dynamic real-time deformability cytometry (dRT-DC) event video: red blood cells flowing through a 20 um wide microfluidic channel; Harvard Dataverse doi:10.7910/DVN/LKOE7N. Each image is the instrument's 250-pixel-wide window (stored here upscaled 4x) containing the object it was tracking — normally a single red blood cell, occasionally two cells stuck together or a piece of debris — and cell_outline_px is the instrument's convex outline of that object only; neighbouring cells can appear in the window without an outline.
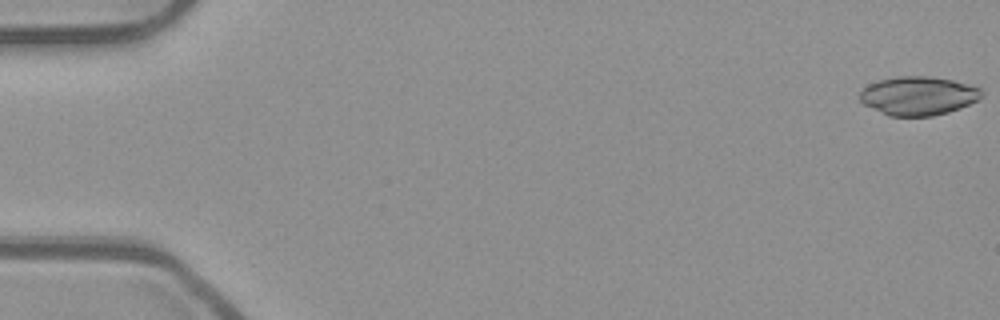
{"species": "common noctule bat (a hibernating species)", "species_latin": "Nyctalus noctula", "temperature_condition": "room temperature", "stored_images_in_passage": 17, "camera_frame_rate_fps": 3000, "um_per_image_px": 0.085, "animal": {"sex": "male", "body_mass_g": 23.1, "forearm_length_mm": 52.7}, "frame": {"image": 1, "passage_image": 1, "time_ms": 0.0, "image_size_px": [1000, 320], "cell_outline_px": [[984, 92], [976, 100], [960, 108], [948, 112], [932, 116], [888, 116], [864, 104], [860, 100], [860, 92], [868, 84], [876, 80], [896, 76], [928, 76], [952, 80], [968, 84], [980, 88]], "centroid_in_image_um": [78.02, 8.13], "position_along_channel_um": 7.0, "area_um2": 27.46}}
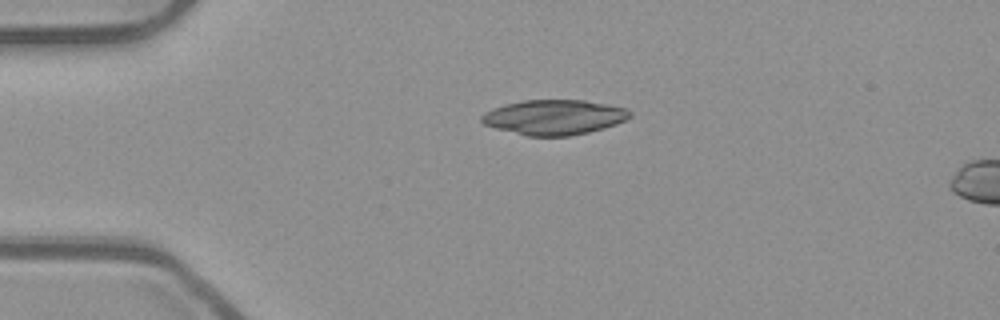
{"frame": {"image": 2, "passage_image": 13, "time_ms": 4.0, "image_size_px": [1000, 320], "cell_outline_px": [[632, 116], [616, 124], [604, 128], [588, 132], [568, 136], [528, 136], [496, 128], [484, 124], [480, 120], [480, 116], [484, 112], [492, 108], [504, 104], [520, 100], [584, 100], [608, 104], [628, 108], [632, 112]], "centroid_in_image_um": [47.1, 9.95], "position_along_channel_um": 37.9, "area_um2": 30.4}}